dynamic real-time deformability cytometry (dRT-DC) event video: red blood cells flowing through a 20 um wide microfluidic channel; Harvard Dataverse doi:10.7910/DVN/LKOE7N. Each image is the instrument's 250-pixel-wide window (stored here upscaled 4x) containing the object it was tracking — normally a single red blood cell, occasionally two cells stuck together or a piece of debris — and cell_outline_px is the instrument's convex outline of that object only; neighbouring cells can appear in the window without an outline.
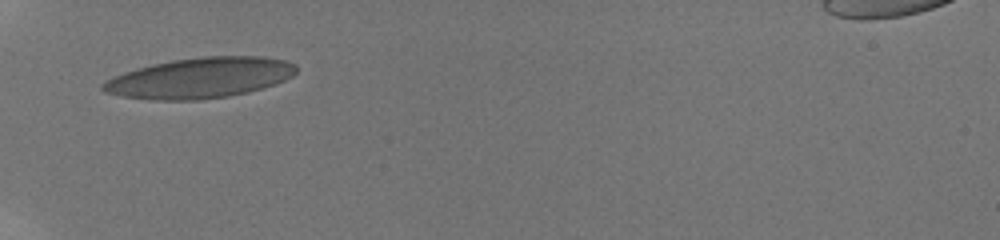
{"species": "human", "species_latin": "Homo sapiens", "temperature_condition": "room temperature", "stored_images_in_passage": 6, "camera_frame_rate_fps": 3000, "um_per_image_px": 0.085, "donor": {"sex": "male"}, "frame": {"image": 1, "passage_image": 1, "time_ms": 0.0, "image_size_px": [1000, 240], "cell_outline_px": [[296, 72], [292, 76], [276, 84], [264, 88], [248, 92], [228, 96], [196, 100], [152, 100], [120, 96], [104, 92], [100, 88], [100, 84], [104, 80], [124, 72], [136, 68], [152, 64], [172, 60], [204, 56], [264, 56], [288, 60], [296, 64]], "centroid_in_image_um": [16.99, 6.62], "position_along_channel_um": 68.0, "area_um2": 46.07}}
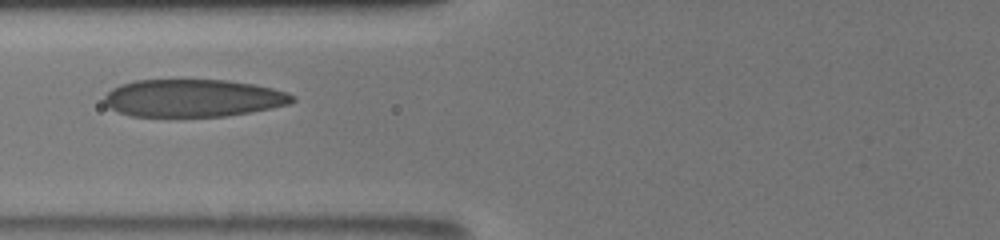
{"frame": {"image": 2, "passage_image": 5, "time_ms": 1.333, "image_size_px": [1000, 240], "cell_outline_px": [[296, 100], [288, 104], [272, 108], [252, 112], [224, 116], [128, 116], [116, 112], [104, 104], [104, 96], [112, 88], [120, 84], [136, 80], [228, 80], [252, 84], [272, 88], [288, 92], [296, 96]], "centroid_in_image_um": [16.41, 8.34], "position_along_channel_um": 109.4, "area_um2": 41.38}}